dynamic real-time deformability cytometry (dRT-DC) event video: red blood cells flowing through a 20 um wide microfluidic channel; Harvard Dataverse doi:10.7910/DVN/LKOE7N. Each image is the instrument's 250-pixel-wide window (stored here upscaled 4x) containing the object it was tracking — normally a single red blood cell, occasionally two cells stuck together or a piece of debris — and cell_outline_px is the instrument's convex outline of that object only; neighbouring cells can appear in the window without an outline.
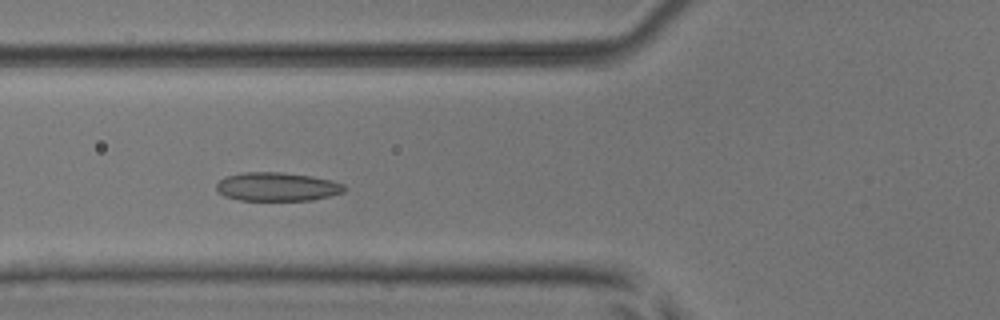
{"species": "common noctule bat (a hibernating species)", "species_latin": "Nyctalus noctula", "temperature_condition": "room temperature", "stored_images_in_passage": 49, "camera_frame_rate_fps": 3000, "um_per_image_px": 0.085, "animal": {"sex": "male", "body_mass_g": 17.9, "forearm_length_mm": 54.2}, "frame": {"image": 1, "passage_image": 16, "time_ms": 5.0, "image_size_px": [1000, 320], "cell_outline_px": [[348, 188], [344, 192], [312, 200], [240, 200], [224, 196], [216, 192], [216, 184], [224, 176], [244, 172], [280, 172], [312, 176], [332, 180], [344, 184]], "centroid_in_image_um": [23.55, 15.87], "position_along_channel_um": 102.3, "area_um2": 21.56}}
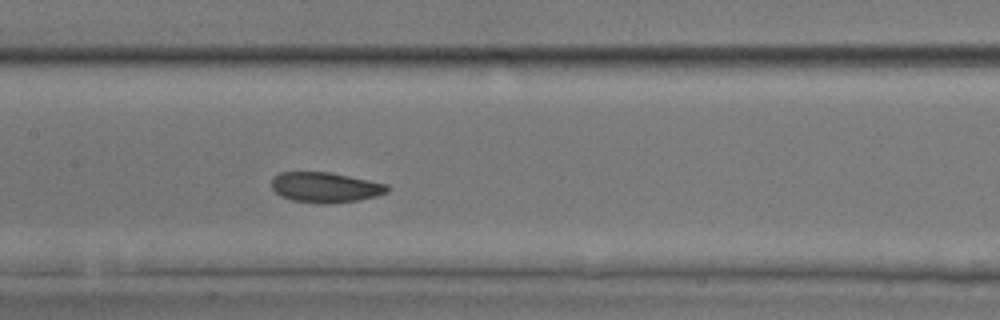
{"frame": {"image": 2, "passage_image": 22, "time_ms": 7.0, "image_size_px": [1000, 320], "cell_outline_px": [[388, 192], [376, 196], [356, 200], [324, 204], [292, 200], [280, 196], [272, 188], [272, 176], [280, 172], [328, 172], [388, 184]], "centroid_in_image_um": [27.62, 15.92], "position_along_channel_um": 179.8, "area_um2": 20.23}}
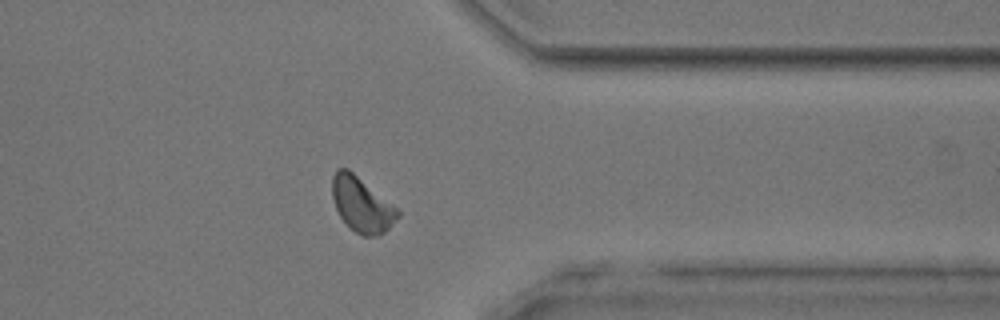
{"frame": {"image": 3, "passage_image": 38, "time_ms": 12.333, "image_size_px": [1000, 320], "cell_outline_px": [[400, 216], [384, 232], [376, 236], [364, 236], [356, 232], [340, 216], [336, 208], [332, 196], [332, 176], [336, 168], [348, 168], [396, 208], [400, 212]], "centroid_in_image_um": [30.72, 17.37], "position_along_channel_um": 380.7, "area_um2": 20.46}, "authors_computed_cell_mechanics": {"area_um2": 20.5768, "velocity_mm_per_s": 3.8865, "shape_relaxation_time_tau1_ms": 3.6455, "shape_relaxation_time_tau2_ms": 1.8335, "deformation_change_tau1": 0.0831, "deformation_change_tau2": 0.0783}}